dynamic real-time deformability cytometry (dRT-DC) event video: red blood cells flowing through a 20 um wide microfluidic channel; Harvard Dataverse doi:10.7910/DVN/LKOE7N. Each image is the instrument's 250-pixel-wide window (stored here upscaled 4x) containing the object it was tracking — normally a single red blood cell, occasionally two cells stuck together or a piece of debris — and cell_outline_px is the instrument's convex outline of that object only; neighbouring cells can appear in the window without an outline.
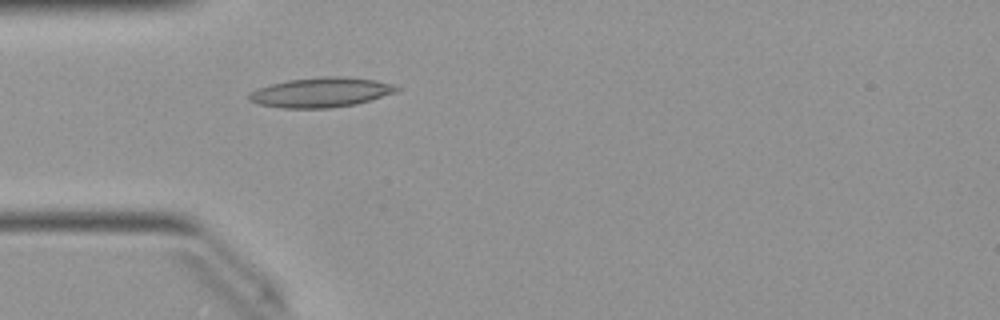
{"species": "Egyptian fruit bat (a non-hibernating species)", "species_latin": "Rousettus aegyptiacus", "temperature_condition": "warm", "stored_images_in_passage": 22, "camera_frame_rate_fps": 3000, "um_per_image_px": 0.085, "animal": {"sex": "female"}, "frame": {"image": 1, "passage_image": 1, "time_ms": 0.0, "image_size_px": [1000, 320], "cell_outline_px": [[400, 88], [396, 92], [356, 104], [328, 108], [280, 108], [260, 104], [248, 100], [248, 92], [256, 88], [288, 80], [324, 76], [344, 76], [376, 80], [396, 84]], "centroid_in_image_um": [27.28, 7.84], "position_along_channel_um": 57.7, "area_um2": 25.72}}
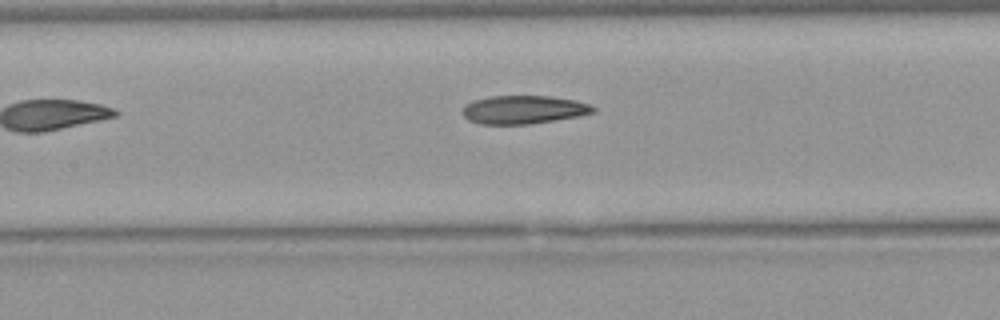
{"frame": {"image": 2, "passage_image": 9, "time_ms": 2.667, "image_size_px": [1000, 320], "cell_outline_px": [[596, 112], [576, 116], [528, 124], [480, 124], [468, 120], [460, 112], [464, 104], [472, 100], [492, 96], [552, 96], [576, 100], [588, 104], [596, 108]], "centroid_in_image_um": [44.44, 9.31], "position_along_channel_um": 163.0, "area_um2": 21.62}}
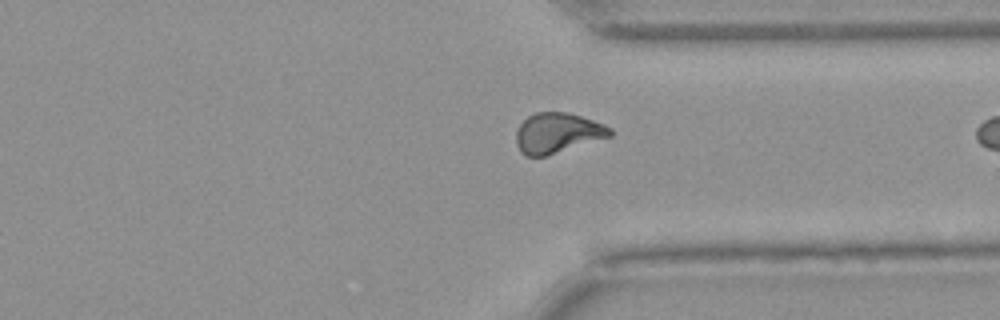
{"frame": {"image": 3, "passage_image": 21, "time_ms": 6.667, "image_size_px": [1000, 320], "cell_outline_px": [[612, 136], [544, 156], [524, 156], [520, 152], [516, 144], [516, 132], [520, 124], [528, 116], [536, 112], [568, 112], [604, 124], [612, 128]], "centroid_in_image_um": [47.37, 11.3], "position_along_channel_um": 364.0, "area_um2": 21.91}}